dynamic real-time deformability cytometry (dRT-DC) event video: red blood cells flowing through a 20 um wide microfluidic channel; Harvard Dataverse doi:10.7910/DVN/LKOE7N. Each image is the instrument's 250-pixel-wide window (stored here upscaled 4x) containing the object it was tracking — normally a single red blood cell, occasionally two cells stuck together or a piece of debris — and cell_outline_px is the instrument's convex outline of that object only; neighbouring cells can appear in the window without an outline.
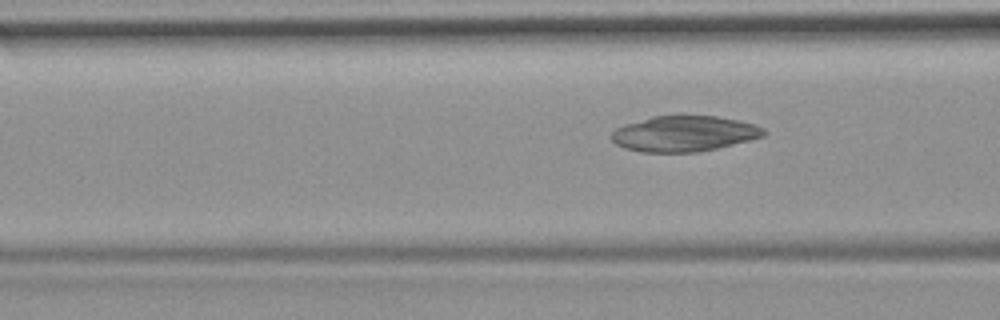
{"species": "common noctule bat (a hibernating species)", "species_latin": "Nyctalus noctula", "temperature_condition": "room temperature", "stored_images_in_passage": 3, "camera_frame_rate_fps": 3000, "um_per_image_px": 0.085, "animal": {"sex": "female", "body_mass_g": 19.9}, "frame": {"image": 1, "passage_image": 3, "time_ms": 2.667, "image_size_px": [1000, 320], "cell_outline_px": [[768, 132], [764, 136], [700, 152], [644, 152], [624, 148], [616, 144], [612, 140], [612, 132], [616, 128], [624, 124], [652, 116], [716, 116], [740, 120], [756, 124], [764, 128]], "centroid_in_image_um": [58.17, 11.36], "position_along_channel_um": 108.4, "area_um2": 31.62}}